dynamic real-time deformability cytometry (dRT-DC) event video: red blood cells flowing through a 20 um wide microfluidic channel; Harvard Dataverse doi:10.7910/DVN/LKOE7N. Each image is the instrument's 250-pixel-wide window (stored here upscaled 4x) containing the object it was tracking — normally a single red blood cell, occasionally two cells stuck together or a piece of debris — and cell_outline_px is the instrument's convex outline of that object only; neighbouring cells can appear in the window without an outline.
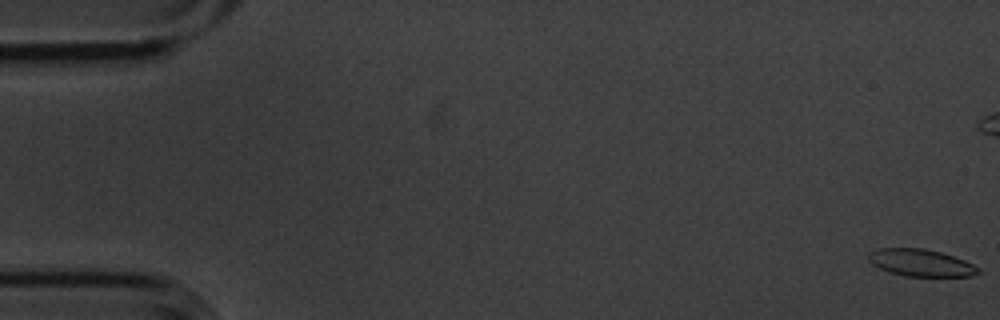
{"species": "common noctule bat (a hibernating species)", "species_latin": "Nyctalus noctula", "temperature_condition": "cold", "stored_images_in_passage": 6, "camera_frame_rate_fps": 3000, "um_per_image_px": 0.085, "animal": {"sex": "male", "body_mass_g": 20.1, "forearm_length_mm": 53.5}, "frame": {"image": 1, "passage_image": 1, "time_ms": 0.0, "image_size_px": [1000, 320], "cell_outline_px": [[980, 272], [972, 276], [904, 276], [888, 272], [872, 264], [868, 260], [868, 252], [876, 248], [924, 248], [940, 252], [964, 260], [980, 268]], "centroid_in_image_um": [78.23, 22.33], "position_along_channel_um": 6.8, "area_um2": 17.4}}
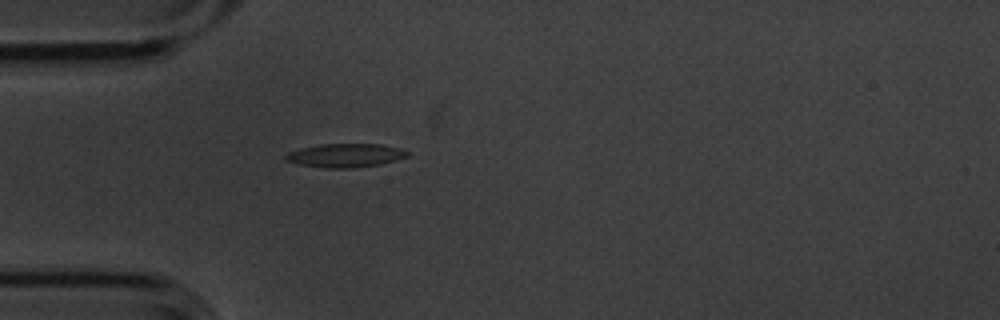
{"frame": {"image": 2, "passage_image": 6, "time_ms": 1.667, "image_size_px": [1000, 320], "cell_outline_px": [[408, 156], [396, 160], [380, 164], [352, 168], [324, 168], [296, 164], [284, 160], [284, 156], [288, 152], [300, 148], [320, 144], [380, 144], [400, 148], [408, 152]], "centroid_in_image_um": [29.31, 13.21], "position_along_channel_um": 55.7, "area_um2": 16.88}}